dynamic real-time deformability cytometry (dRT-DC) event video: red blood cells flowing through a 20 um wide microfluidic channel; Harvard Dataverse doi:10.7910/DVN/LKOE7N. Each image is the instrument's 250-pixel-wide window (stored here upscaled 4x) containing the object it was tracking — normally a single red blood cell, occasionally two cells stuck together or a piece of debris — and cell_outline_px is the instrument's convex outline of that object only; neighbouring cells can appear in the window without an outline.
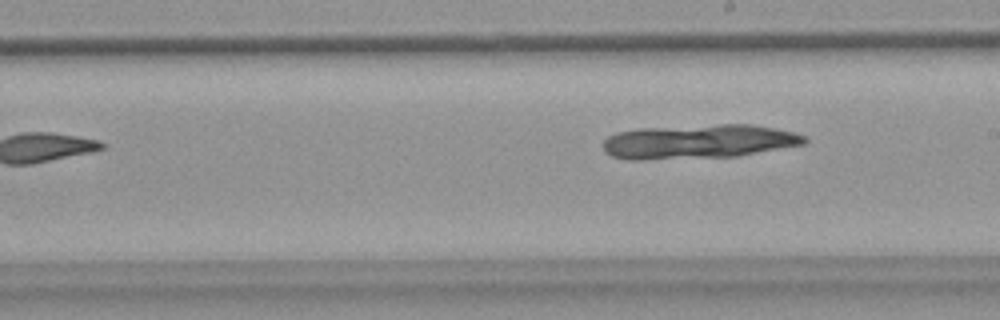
{"species": "common noctule bat (a hibernating species)", "species_latin": "Nyctalus noctula", "temperature_condition": "warm", "stored_images_in_passage": 6, "camera_frame_rate_fps": 3000, "um_per_image_px": 0.085, "animal": {"sex": "female", "body_mass_g": 18.4}, "frame": {"image": 1, "passage_image": 6, "time_ms": 1.667, "image_size_px": [1000, 320], "cell_outline_px": [[808, 140], [804, 144], [736, 156], [644, 160], [628, 160], [612, 156], [604, 152], [604, 140], [608, 136], [616, 132], [640, 128], [720, 124], [752, 124], [792, 132], [808, 136]], "centroid_in_image_um": [59.35, 12.03], "position_along_channel_um": 229.7, "area_um2": 40.23}}